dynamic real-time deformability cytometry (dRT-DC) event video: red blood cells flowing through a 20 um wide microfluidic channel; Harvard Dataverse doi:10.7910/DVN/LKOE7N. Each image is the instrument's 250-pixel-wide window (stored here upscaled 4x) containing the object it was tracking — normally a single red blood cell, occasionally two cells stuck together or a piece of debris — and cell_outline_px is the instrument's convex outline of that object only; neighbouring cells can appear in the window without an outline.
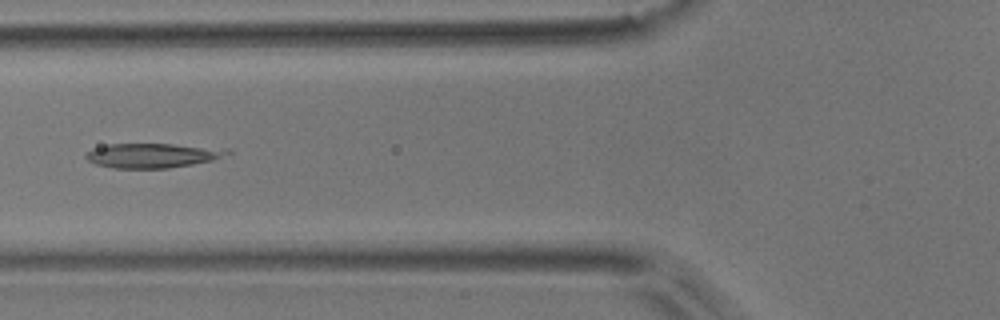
{"species": "common noctule bat (a hibernating species)", "species_latin": "Nyctalus noctula", "temperature_condition": "room temperature", "stored_images_in_passage": 7, "camera_frame_rate_fps": 3000, "um_per_image_px": 0.085, "animal": {"sex": "male", "body_mass_g": 17.9}, "frame": {"image": 1, "passage_image": 6, "time_ms": 1.667, "image_size_px": [1000, 320], "cell_outline_px": [[232, 152], [212, 160], [192, 164], [168, 168], [112, 168], [96, 164], [88, 160], [84, 156], [92, 148], [108, 144], [172, 144], [232, 148]], "centroid_in_image_um": [12.99, 13.2], "position_along_channel_um": 112.8, "area_um2": 20.29}}
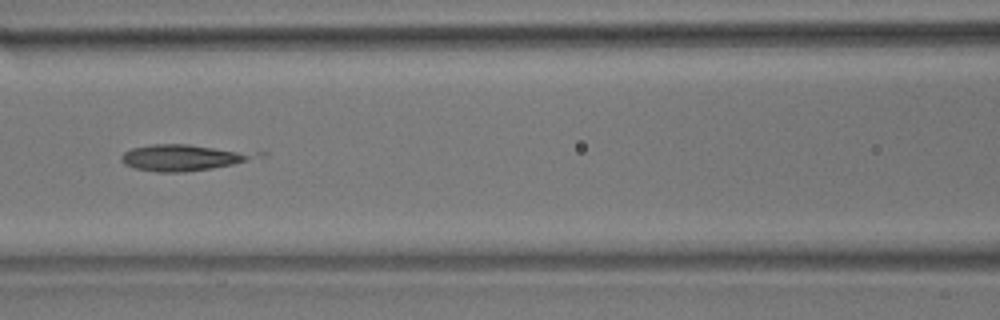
{"frame": {"image": 2, "passage_image": 7, "time_ms": 2.0, "image_size_px": [1000, 320], "cell_outline_px": [[268, 152], [264, 156], [232, 164], [212, 168], [184, 172], [156, 172], [132, 168], [124, 164], [120, 160], [120, 156], [124, 152], [132, 148], [152, 144], [188, 144]], "centroid_in_image_um": [15.65, 13.38], "position_along_channel_um": 150.9, "area_um2": 21.15}}